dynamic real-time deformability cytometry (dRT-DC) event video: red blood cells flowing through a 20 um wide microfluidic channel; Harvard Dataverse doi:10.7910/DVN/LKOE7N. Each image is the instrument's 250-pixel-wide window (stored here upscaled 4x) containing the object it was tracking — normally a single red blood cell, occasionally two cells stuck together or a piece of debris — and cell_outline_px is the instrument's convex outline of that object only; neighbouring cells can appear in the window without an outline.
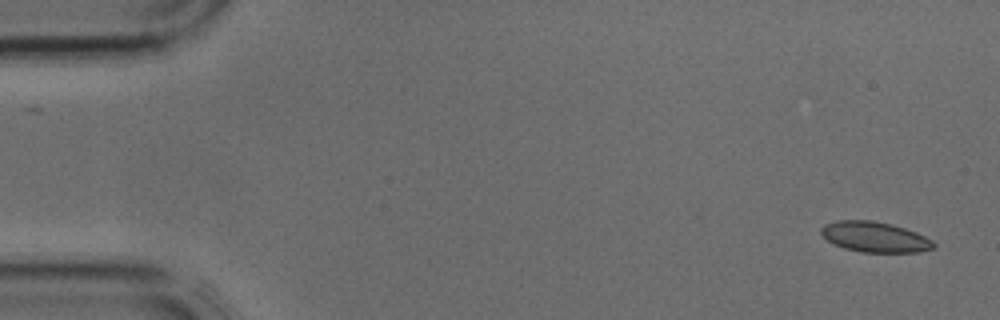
{"species": "common noctule bat (a hibernating species)", "species_latin": "Nyctalus noctula", "temperature_condition": "cold", "stored_images_in_passage": 4, "camera_frame_rate_fps": 3000, "um_per_image_px": 0.085, "animal": {"sex": "male", "body_mass_g": 17.9, "forearm_length_mm": 54.2}, "frame": {"image": 1, "passage_image": 1, "time_ms": 0.0, "image_size_px": [1000, 320], "cell_outline_px": [[936, 248], [916, 252], [860, 252], [844, 248], [832, 244], [820, 232], [820, 228], [824, 224], [836, 220], [872, 220], [892, 224], [916, 232], [932, 240], [936, 244]], "centroid_in_image_um": [74.34, 20.14], "position_along_channel_um": 10.7, "area_um2": 20.06}}
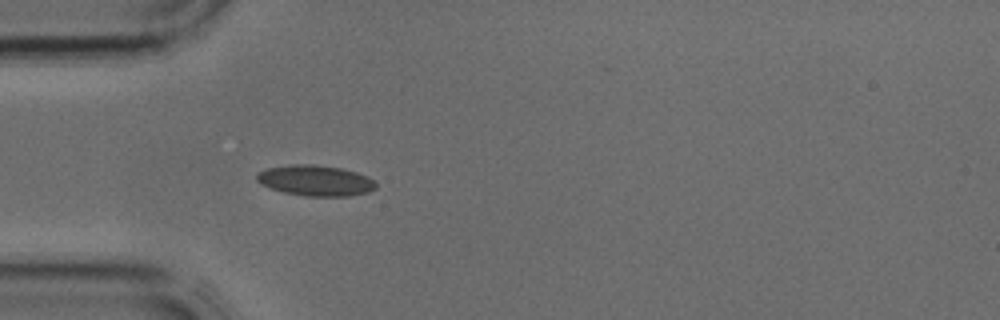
{"frame": {"image": 2, "passage_image": 4, "time_ms": 1.0, "image_size_px": [1000, 320], "cell_outline_px": [[376, 188], [368, 192], [348, 196], [308, 196], [284, 192], [260, 184], [256, 180], [256, 176], [260, 172], [268, 168], [292, 164], [312, 164], [340, 168], [356, 172], [368, 176], [376, 184]], "centroid_in_image_um": [26.82, 15.34], "position_along_channel_um": 58.2, "area_um2": 21.1}}